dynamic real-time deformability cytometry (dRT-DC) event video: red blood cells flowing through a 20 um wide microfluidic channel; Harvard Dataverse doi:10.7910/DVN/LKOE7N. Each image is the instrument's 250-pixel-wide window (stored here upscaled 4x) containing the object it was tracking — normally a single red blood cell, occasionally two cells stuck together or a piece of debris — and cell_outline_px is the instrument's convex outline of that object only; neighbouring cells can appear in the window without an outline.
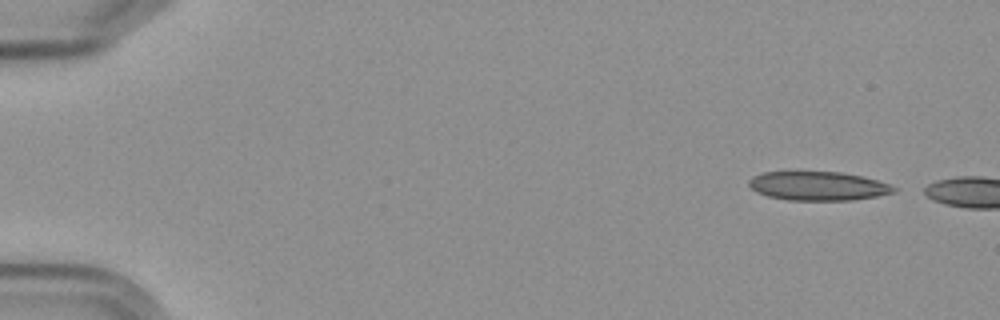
{"species": "Egyptian fruit bat (a non-hibernating species)", "species_latin": "Rousettus aegyptiacus", "temperature_condition": "cold", "stored_images_in_passage": 4, "camera_frame_rate_fps": 3000, "um_per_image_px": 0.085, "frame": {"image": 1, "passage_image": 1, "time_ms": 0.0, "image_size_px": [1000, 320], "cell_outline_px": [[896, 192], [876, 196], [852, 200], [788, 200], [768, 196], [756, 192], [748, 184], [748, 180], [752, 176], [764, 172], [840, 172], [864, 176], [888, 184], [896, 188]], "centroid_in_image_um": [69.52, 15.81], "position_along_channel_um": 15.5, "area_um2": 24.33}}